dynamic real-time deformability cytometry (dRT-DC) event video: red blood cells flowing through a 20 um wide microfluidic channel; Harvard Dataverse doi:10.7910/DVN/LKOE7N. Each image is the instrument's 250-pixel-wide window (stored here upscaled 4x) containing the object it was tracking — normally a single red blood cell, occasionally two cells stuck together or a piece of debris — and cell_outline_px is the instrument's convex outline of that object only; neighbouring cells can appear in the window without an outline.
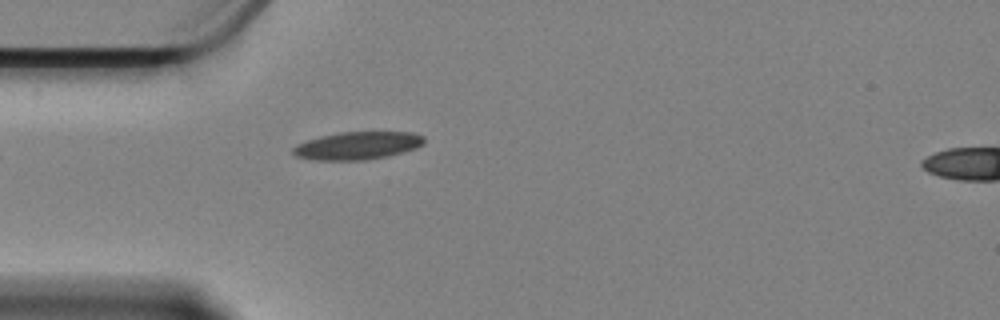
{"species": "Egyptian fruit bat (a non-hibernating species)", "species_latin": "Rousettus aegyptiacus", "temperature_condition": "cold", "stored_images_in_passage": 20, "camera_frame_rate_fps": 3000, "um_per_image_px": 0.085, "animal": {"sex": "female"}, "frame": {"image": 1, "passage_image": 1, "time_ms": 0.0, "image_size_px": [1000, 320], "cell_outline_px": [[424, 144], [416, 148], [404, 152], [388, 156], [364, 160], [316, 160], [296, 156], [292, 152], [292, 148], [296, 144], [320, 136], [340, 132], [412, 132], [424, 136]], "centroid_in_image_um": [30.4, 12.37], "position_along_channel_um": 54.6, "area_um2": 21.27}}
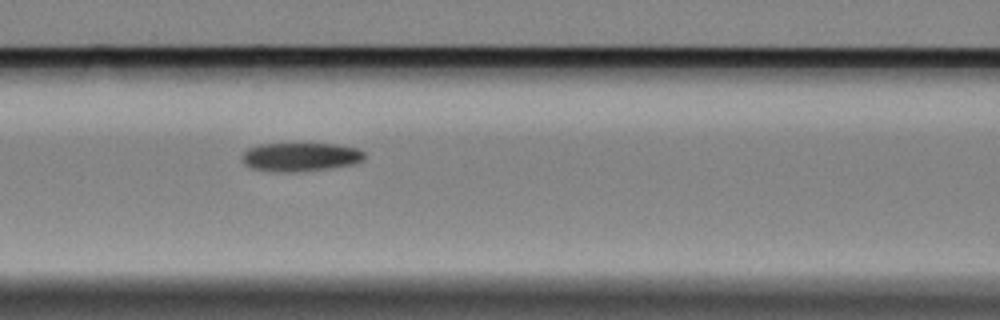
{"frame": {"image": 2, "passage_image": 9, "time_ms": 2.667, "image_size_px": [1000, 320], "cell_outline_px": [[364, 160], [356, 164], [332, 168], [300, 172], [268, 172], [252, 168], [244, 164], [244, 152], [248, 148], [260, 144], [336, 144], [356, 148], [364, 152]], "centroid_in_image_um": [25.57, 13.36], "position_along_channel_um": 141.0, "area_um2": 20.63}}
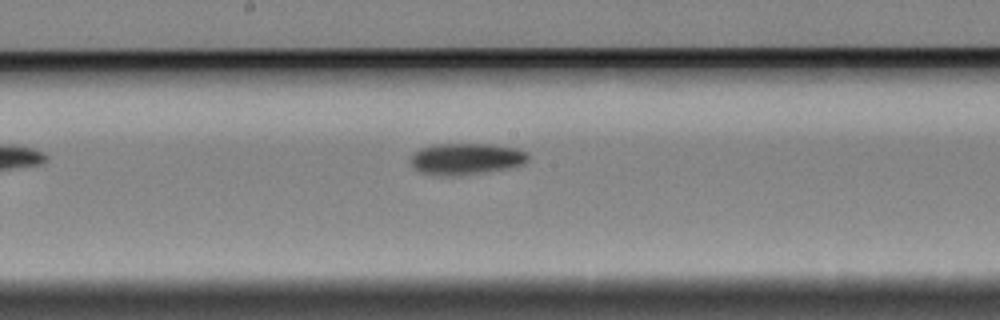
{"frame": {"image": 3, "passage_image": 15, "time_ms": 4.667, "image_size_px": [1000, 320], "cell_outline_px": [[528, 160], [524, 164], [484, 172], [460, 176], [440, 176], [420, 172], [412, 168], [412, 156], [420, 148], [436, 144], [488, 144], [516, 148], [524, 152], [528, 156]], "centroid_in_image_um": [39.58, 13.51], "position_along_channel_um": 208.6, "area_um2": 21.39}}